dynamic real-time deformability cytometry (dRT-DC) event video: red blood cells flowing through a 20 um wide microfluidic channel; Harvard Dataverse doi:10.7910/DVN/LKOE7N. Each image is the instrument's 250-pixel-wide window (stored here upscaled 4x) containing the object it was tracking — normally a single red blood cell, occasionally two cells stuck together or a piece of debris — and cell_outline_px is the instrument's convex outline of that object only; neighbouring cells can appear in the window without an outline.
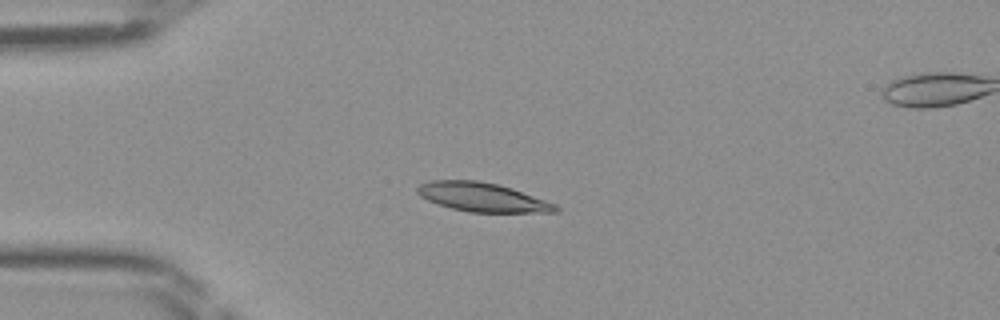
{"species": "Egyptian fruit bat (a non-hibernating species)", "species_latin": "Rousettus aegyptiacus", "temperature_condition": "room temperature", "stored_images_in_passage": 37, "segment_of_instrument_passage": [1, 2], "camera_frame_rate_fps": 3000, "um_per_image_px": 0.085, "frame": {"image": 1, "passage_image": 1, "time_ms": 0.0, "image_size_px": [1000, 320], "cell_outline_px": [[560, 212], [468, 212], [452, 208], [428, 200], [420, 196], [416, 192], [416, 188], [420, 184], [432, 180], [476, 180], [496, 184], [512, 188], [556, 204], [560, 208]], "centroid_in_image_um": [41.01, 16.76], "position_along_channel_um": 44.0, "area_um2": 23.18}}
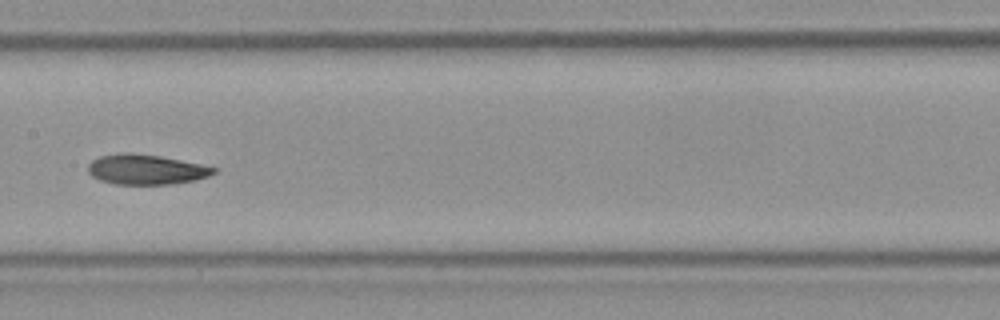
{"frame": {"image": 2, "passage_image": 13, "time_ms": 4.0, "image_size_px": [1000, 320], "cell_outline_px": [[216, 172], [208, 176], [196, 180], [168, 184], [116, 184], [100, 180], [92, 176], [88, 172], [88, 164], [92, 160], [100, 156], [120, 152], [128, 152], [160, 156], [200, 164], [216, 168]], "centroid_in_image_um": [12.38, 14.4], "position_along_channel_um": 195.0, "area_um2": 21.91}}
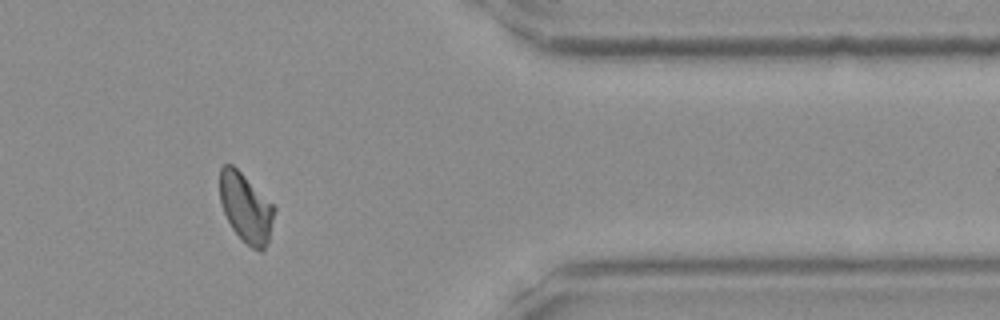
{"frame": {"image": 3, "passage_image": 28, "time_ms": 9.0, "image_size_px": [1000, 320], "cell_outline_px": [[276, 208], [268, 244], [260, 252], [252, 248], [232, 228], [224, 212], [220, 200], [220, 168], [224, 164], [232, 164]], "centroid_in_image_um": [20.9, 17.67], "position_along_channel_um": 390.5, "area_um2": 21.5}}